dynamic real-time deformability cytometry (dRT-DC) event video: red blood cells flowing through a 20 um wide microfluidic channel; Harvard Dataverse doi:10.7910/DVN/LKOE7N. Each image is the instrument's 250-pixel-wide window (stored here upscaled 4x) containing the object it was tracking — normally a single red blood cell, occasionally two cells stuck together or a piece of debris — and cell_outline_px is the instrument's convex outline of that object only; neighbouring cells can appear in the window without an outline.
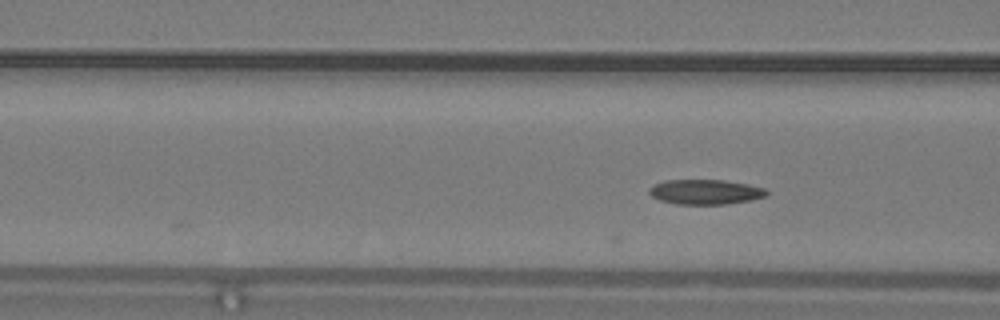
{"species": "common noctule bat (a hibernating species)", "species_latin": "Nyctalus noctula", "temperature_condition": "warm", "stored_images_in_passage": 31, "camera_frame_rate_fps": 3000, "um_per_image_px": 0.085, "animal": {"sex": "male", "body_mass_g": 19.2, "forearm_length_mm": 51.8}, "frame": {"image": 1, "passage_image": 5, "time_ms": 1.333, "image_size_px": [1000, 320], "cell_outline_px": [[768, 196], [752, 200], [724, 204], [676, 204], [660, 200], [652, 196], [648, 192], [648, 188], [652, 184], [668, 180], [724, 180], [764, 188], [768, 192]], "centroid_in_image_um": [59.93, 16.31], "position_along_channel_um": 106.7, "area_um2": 16.99}}
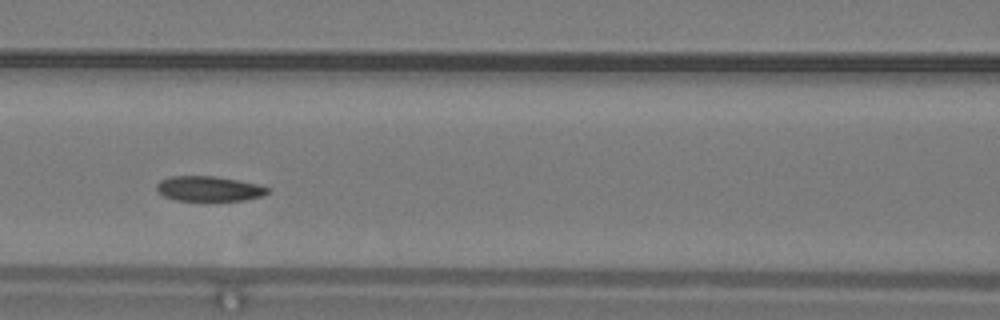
{"frame": {"image": 2, "passage_image": 8, "time_ms": 2.333, "image_size_px": [1000, 320], "cell_outline_px": [[268, 192], [264, 196], [244, 200], [204, 204], [176, 200], [164, 196], [156, 188], [156, 184], [160, 180], [168, 176], [216, 176], [256, 184], [268, 188]], "centroid_in_image_um": [17.73, 16.09], "position_along_channel_um": 148.9, "area_um2": 16.99}, "authors_computed_cell_mechanics": {"area_um2": 16.7042, "velocity_mm_per_s": 4.1706, "shape_relaxation_time_tau1_ms": 0.6922, "shape_relaxation_time_tau2_ms": null, "deformation_change_tau1": null, "deformation_change_tau2": null}}